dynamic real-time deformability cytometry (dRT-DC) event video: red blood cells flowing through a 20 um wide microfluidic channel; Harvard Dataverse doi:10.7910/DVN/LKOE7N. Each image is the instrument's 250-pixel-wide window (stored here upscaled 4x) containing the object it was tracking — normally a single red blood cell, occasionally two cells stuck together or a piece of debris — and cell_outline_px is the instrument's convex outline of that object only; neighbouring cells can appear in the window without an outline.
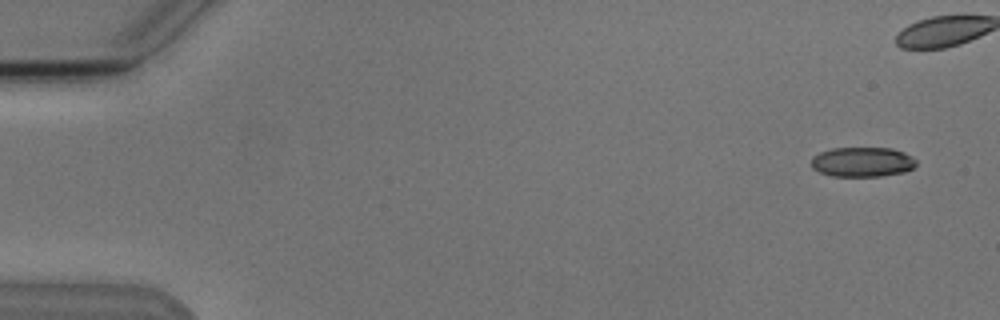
{"species": "Egyptian fruit bat (a non-hibernating species)", "species_latin": "Rousettus aegyptiacus", "temperature_condition": "cold", "stored_images_in_passage": 6, "camera_frame_rate_fps": 3000, "um_per_image_px": 0.085, "animal": {"sex": "male"}, "frame": {"image": 1, "passage_image": 1, "time_ms": 0.0, "image_size_px": [1000, 320], "cell_outline_px": [[916, 164], [912, 168], [904, 172], [880, 176], [832, 176], [820, 172], [812, 168], [812, 156], [820, 152], [832, 148], [892, 148], [904, 152], [912, 156], [916, 160]], "centroid_in_image_um": [73.3, 13.76], "position_along_channel_um": 11.7, "area_um2": 18.21}}